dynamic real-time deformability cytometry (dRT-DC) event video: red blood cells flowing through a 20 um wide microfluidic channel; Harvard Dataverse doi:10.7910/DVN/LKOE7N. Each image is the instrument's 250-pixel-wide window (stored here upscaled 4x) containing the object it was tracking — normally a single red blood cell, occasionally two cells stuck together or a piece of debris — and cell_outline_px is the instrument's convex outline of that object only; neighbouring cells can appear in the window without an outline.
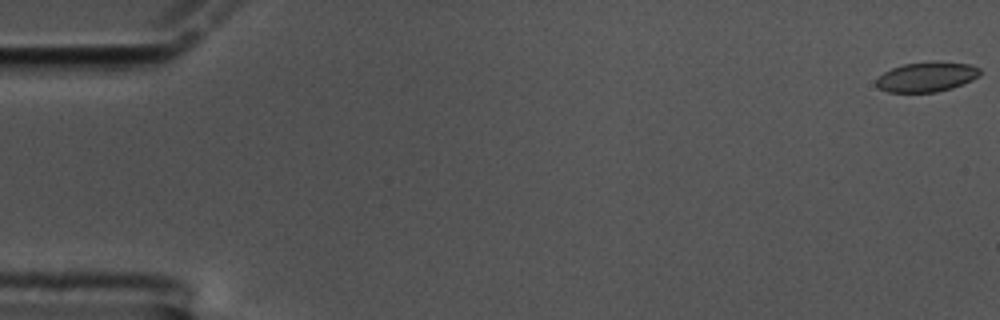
{"species": "common noctule bat (a hibernating species)", "species_latin": "Nyctalus noctula", "temperature_condition": "cold", "stored_images_in_passage": 10, "camera_frame_rate_fps": 3000, "um_per_image_px": 0.085, "animal": {"sex": "male", "body_mass_g": 17.5, "forearm_length_mm": 52.3}, "frame": {"image": 1, "passage_image": 1, "time_ms": 0.0, "image_size_px": [1000, 320], "cell_outline_px": [[980, 76], [972, 80], [952, 88], [936, 92], [888, 92], [880, 88], [876, 84], [876, 80], [884, 72], [892, 68], [904, 64], [932, 60], [936, 60], [968, 64], [980, 68]], "centroid_in_image_um": [78.79, 6.51], "position_along_channel_um": 6.2, "area_um2": 18.15}}